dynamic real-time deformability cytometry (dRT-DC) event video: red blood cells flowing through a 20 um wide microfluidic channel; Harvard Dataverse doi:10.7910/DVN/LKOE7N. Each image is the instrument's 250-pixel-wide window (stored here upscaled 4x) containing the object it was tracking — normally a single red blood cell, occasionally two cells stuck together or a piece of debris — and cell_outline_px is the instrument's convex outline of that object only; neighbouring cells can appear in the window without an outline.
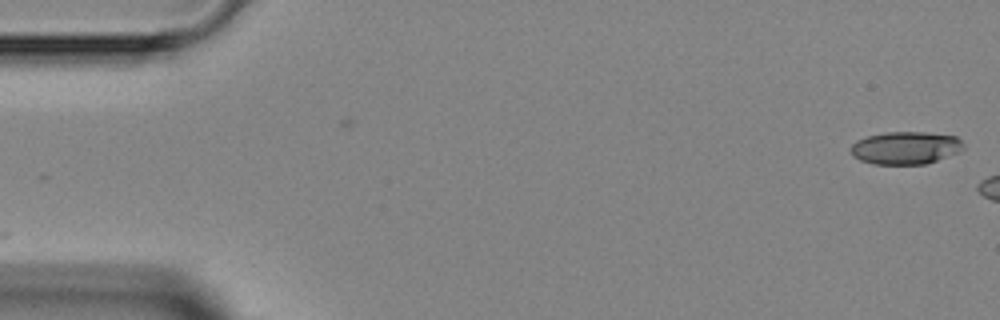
{"species": "Egyptian fruit bat (a non-hibernating species)", "species_latin": "Rousettus aegyptiacus", "temperature_condition": "room temperature", "stored_images_in_passage": 5, "segment_of_instrument_passage": [2, 2], "camera_frame_rate_fps": 3000, "um_per_image_px": 0.085, "animal": {"sex": "female"}, "frame": {"image": 1, "passage_image": 5, "time_ms": 4.333, "image_size_px": [1000, 320], "cell_outline_px": [[964, 148], [956, 152], [936, 160], [924, 164], [872, 164], [860, 160], [852, 156], [852, 144], [856, 140], [868, 136], [888, 132], [924, 132], [956, 136], [964, 144]], "centroid_in_image_um": [76.95, 12.56], "position_along_channel_um": 8.1, "area_um2": 21.21}}